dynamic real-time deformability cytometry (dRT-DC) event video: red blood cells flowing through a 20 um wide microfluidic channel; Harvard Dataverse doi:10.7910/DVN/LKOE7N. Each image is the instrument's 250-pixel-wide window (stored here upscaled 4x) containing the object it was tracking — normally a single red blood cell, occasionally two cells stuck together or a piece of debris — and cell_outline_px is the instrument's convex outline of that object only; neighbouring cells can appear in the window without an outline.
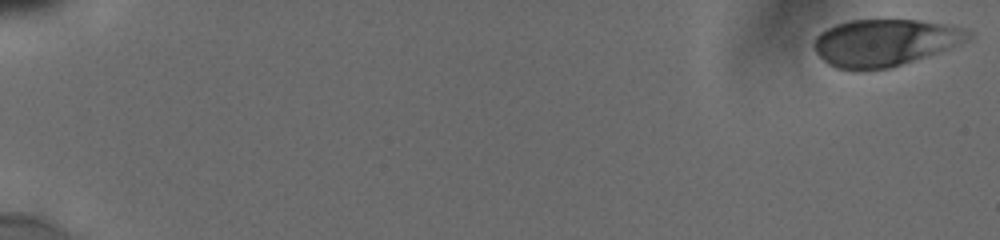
{"species": "human", "species_latin": "Homo sapiens", "temperature_condition": "cold", "stored_images_in_passage": 60, "camera_frame_rate_fps": 3000, "um_per_image_px": 0.085, "donor": {"sex": "male"}, "frame": {"image": 1, "passage_image": 1, "time_ms": 0.0, "image_size_px": [1000, 240], "cell_outline_px": [[976, 36], [960, 44], [888, 68], [836, 68], [828, 64], [816, 52], [812, 44], [816, 36], [820, 32], [836, 24], [852, 20], [916, 20], [944, 24], [964, 28], [972, 32]], "centroid_in_image_um": [75.21, 3.59], "position_along_channel_um": 9.8, "area_um2": 41.44}}
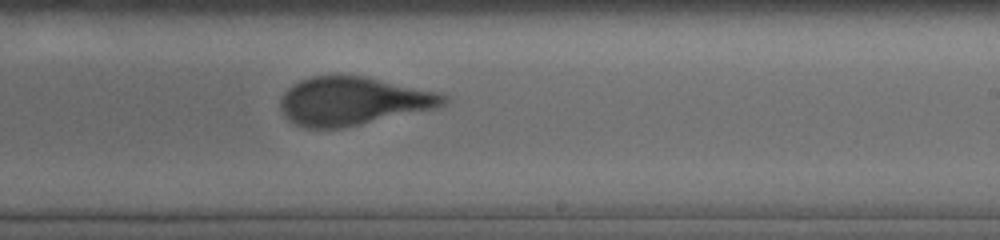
{"frame": {"image": 2, "passage_image": 37, "time_ms": 11.667, "image_size_px": [1000, 240], "cell_outline_px": [[448, 100], [444, 104], [436, 108], [344, 128], [304, 128], [288, 120], [284, 116], [280, 104], [280, 100], [284, 92], [292, 84], [300, 80], [312, 76], [364, 76], [440, 92], [448, 96]], "centroid_in_image_um": [30.0, 8.6], "position_along_channel_um": 259.0, "area_um2": 45.95}}
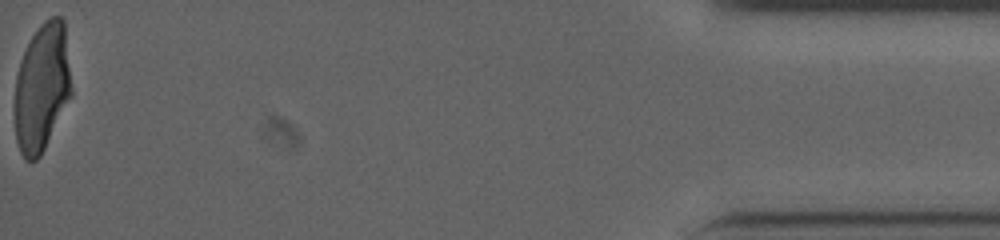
{"frame": {"image": 3, "passage_image": 59, "time_ms": 18.333, "image_size_px": [1000, 240], "cell_outline_px": [[72, 96], [40, 156], [36, 160], [24, 160], [20, 152], [16, 140], [16, 76], [20, 60], [32, 36], [40, 24], [44, 20], [52, 16], [60, 16], [64, 20], [72, 88]], "centroid_in_image_um": [3.59, 7.42], "position_along_channel_um": 431.6, "area_um2": 42.19}, "authors_computed_cell_mechanics": {"area_um2": 44.9395, "velocity_mm_per_s": 3.8245, "shape_relaxation_time_tau1_ms": 4.7381, "shape_relaxation_time_tau2_ms": null, "deformation_change_tau1": 0.179, "deformation_change_tau2": null}}